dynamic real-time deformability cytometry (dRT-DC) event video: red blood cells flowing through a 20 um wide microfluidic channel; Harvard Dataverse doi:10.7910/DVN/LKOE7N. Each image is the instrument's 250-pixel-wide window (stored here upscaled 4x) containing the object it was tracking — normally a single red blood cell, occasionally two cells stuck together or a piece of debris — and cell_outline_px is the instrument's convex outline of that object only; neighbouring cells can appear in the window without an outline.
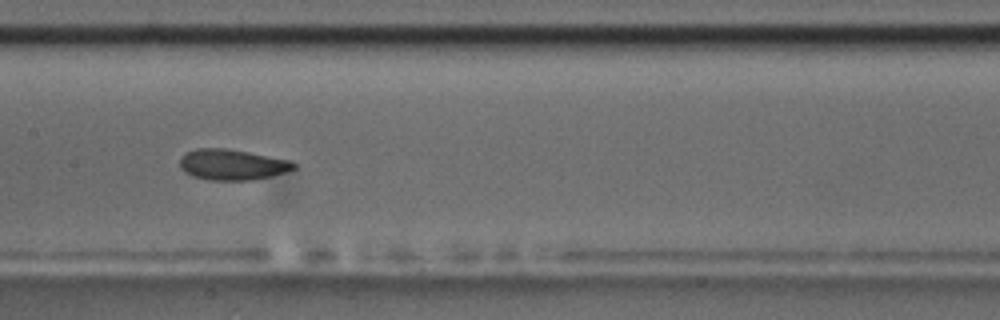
{"species": "common noctule bat (a hibernating species)", "species_latin": "Nyctalus noctula", "temperature_condition": "room temperature", "stored_images_in_passage": 39, "camera_frame_rate_fps": 3000, "um_per_image_px": 0.085, "animal": {"sex": "male", "body_mass_g": 17.5, "forearm_length_mm": 52.3}, "frame": {"image": 1, "passage_image": 12, "time_ms": 3.667, "image_size_px": [1000, 320], "cell_outline_px": [[296, 168], [284, 172], [252, 180], [212, 180], [192, 176], [184, 172], [180, 168], [180, 156], [184, 152], [196, 148], [224, 148], [248, 152], [288, 160], [296, 164]], "centroid_in_image_um": [19.66, 13.98], "position_along_channel_um": 187.7, "area_um2": 20.29}, "authors_computed_cell_mechanics": {"area_um2": 20.519, "velocity_mm_per_s": 3.7192, "shape_relaxation_time_tau1_ms": 5.8829, "shape_relaxation_time_tau2_ms": 2.5731, "deformation_change_tau1": 0.1185, "deformation_change_tau2": 0.068}}